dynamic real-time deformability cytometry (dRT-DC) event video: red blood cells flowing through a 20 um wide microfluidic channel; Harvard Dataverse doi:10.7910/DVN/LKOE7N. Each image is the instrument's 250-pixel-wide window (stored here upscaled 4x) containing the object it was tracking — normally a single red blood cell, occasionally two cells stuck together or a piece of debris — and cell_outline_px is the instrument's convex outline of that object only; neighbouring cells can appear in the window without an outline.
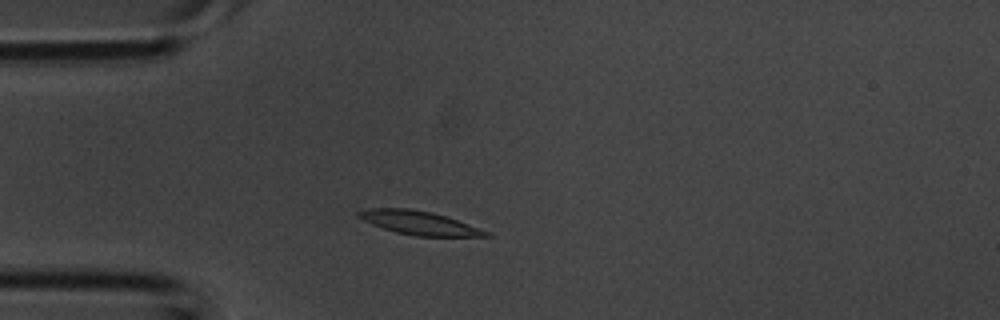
{"species": "common noctule bat (a hibernating species)", "species_latin": "Nyctalus noctula", "temperature_condition": "room temperature", "stored_images_in_passage": 2, "camera_frame_rate_fps": 3000, "um_per_image_px": 0.085, "animal": {"sex": "male", "body_mass_g": 20.1, "forearm_length_mm": 53.5}, "frame": {"image": 1, "passage_image": 2, "time_ms": 0.333, "image_size_px": [1000, 320], "cell_outline_px": [[492, 236], [416, 236], [396, 232], [372, 224], [356, 216], [356, 212], [364, 208], [412, 208], [432, 212], [468, 224], [488, 232]], "centroid_in_image_um": [35.55, 18.92], "position_along_channel_um": 49.5, "area_um2": 17.34}}